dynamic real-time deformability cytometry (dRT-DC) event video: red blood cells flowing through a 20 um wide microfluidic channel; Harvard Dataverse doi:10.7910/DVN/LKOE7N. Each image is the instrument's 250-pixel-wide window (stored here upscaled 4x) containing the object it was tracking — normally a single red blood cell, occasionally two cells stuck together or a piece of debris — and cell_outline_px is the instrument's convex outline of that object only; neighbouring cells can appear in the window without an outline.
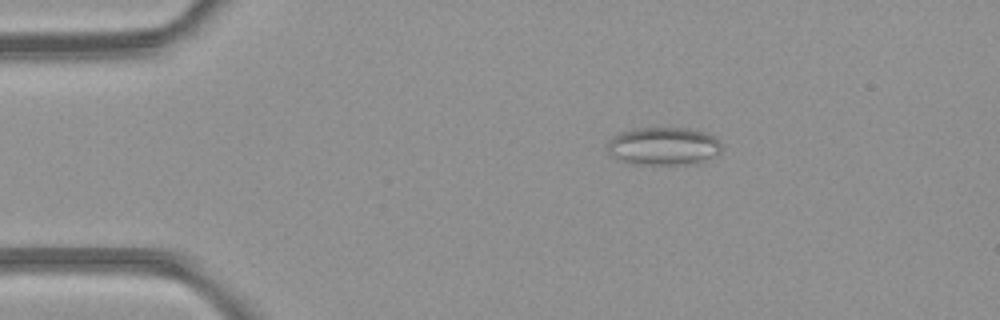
{"species": "common noctule bat (a hibernating species)", "species_latin": "Nyctalus noctula", "temperature_condition": "room temperature", "stored_images_in_passage": 5, "camera_frame_rate_fps": 3000, "um_per_image_px": 0.085, "animal": {"sex": "female", "body_mass_g": 21.9}, "frame": {"image": 1, "passage_image": 2, "time_ms": 1.0, "image_size_px": [1000, 320], "cell_outline_px": [[720, 152], [700, 164], [632, 164], [620, 160], [608, 152], [608, 144], [612, 136], [620, 132], [636, 128], [688, 128], [708, 132], [720, 140]], "centroid_in_image_um": [56.43, 12.42], "position_along_channel_um": 28.6, "area_um2": 25.49}}